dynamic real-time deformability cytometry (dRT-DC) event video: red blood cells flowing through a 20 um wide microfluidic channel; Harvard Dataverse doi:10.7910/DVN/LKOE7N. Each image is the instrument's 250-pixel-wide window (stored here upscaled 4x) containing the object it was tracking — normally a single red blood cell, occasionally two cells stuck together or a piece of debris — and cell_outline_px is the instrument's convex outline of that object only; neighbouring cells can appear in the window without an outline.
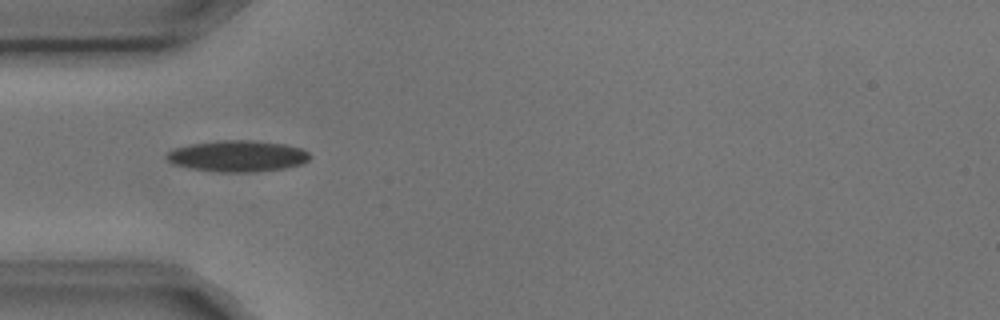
{"species": "common noctule bat (a hibernating species)", "species_latin": "Nyctalus noctula", "temperature_condition": "cold", "stored_images_in_passage": 8, "camera_frame_rate_fps": 3000, "um_per_image_px": 0.085, "animal": {"sex": "male", "body_mass_g": 17.9, "forearm_length_mm": 54.2}, "frame": {"image": 1, "passage_image": 5, "time_ms": 1.333, "image_size_px": [1000, 320], "cell_outline_px": [[312, 156], [304, 164], [284, 168], [256, 172], [220, 172], [192, 168], [172, 164], [164, 156], [168, 152], [176, 148], [192, 144], [216, 140], [252, 140], [284, 144], [300, 148], [308, 152]], "centroid_in_image_um": [20.22, 13.27], "position_along_channel_um": 64.8, "area_um2": 26.13}}
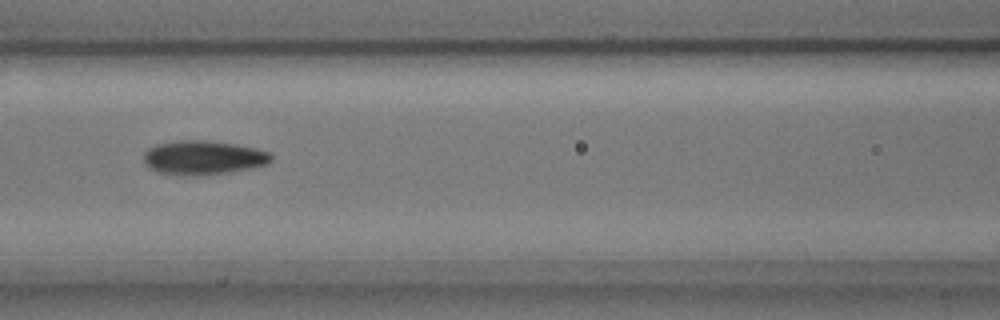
{"frame": {"image": 2, "passage_image": 7, "time_ms": 2.0, "image_size_px": [1000, 320], "cell_outline_px": [[272, 160], [268, 164], [252, 168], [228, 172], [196, 176], [160, 172], [148, 168], [144, 160], [144, 152], [148, 148], [156, 144], [180, 140], [204, 140], [236, 144], [256, 148], [268, 152], [272, 156]], "centroid_in_image_um": [17.28, 13.39], "position_along_channel_um": 149.3, "area_um2": 25.26}}
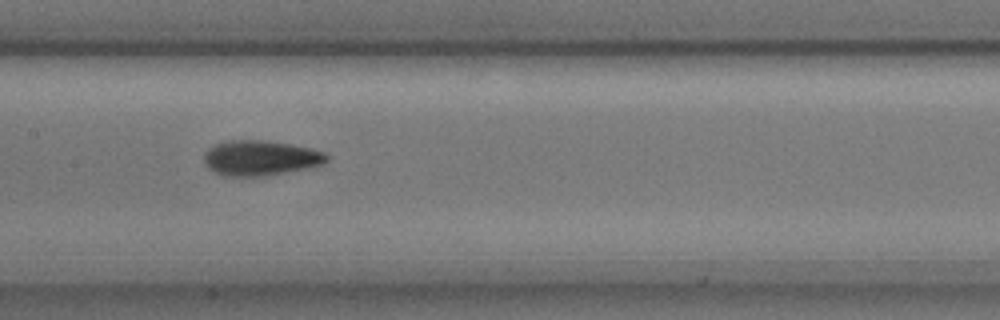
{"frame": {"image": 3, "passage_image": 8, "time_ms": 2.333, "image_size_px": [1000, 320], "cell_outline_px": [[332, 156], [324, 164], [312, 168], [260, 176], [232, 176], [216, 172], [208, 168], [204, 164], [204, 152], [208, 148], [216, 144], [228, 140], [264, 140], [312, 148], [324, 152]], "centroid_in_image_um": [22.19, 13.42], "position_along_channel_um": 185.2, "area_um2": 25.26}}